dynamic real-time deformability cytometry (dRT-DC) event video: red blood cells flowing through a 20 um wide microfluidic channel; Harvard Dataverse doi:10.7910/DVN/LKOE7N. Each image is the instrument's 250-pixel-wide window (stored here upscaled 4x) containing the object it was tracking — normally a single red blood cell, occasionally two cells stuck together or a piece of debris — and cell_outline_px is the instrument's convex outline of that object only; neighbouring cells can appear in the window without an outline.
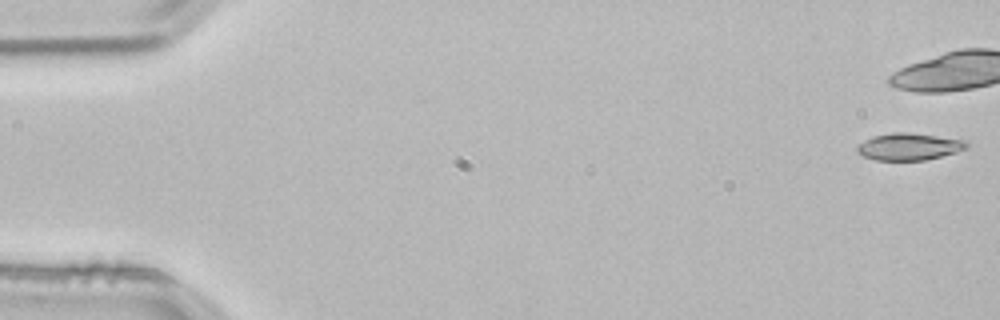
{"species": "common noctule bat (a hibernating species)", "species_latin": "Nyctalus noctula", "temperature_condition": "room temperature", "stored_images_in_passage": 14, "camera_frame_rate_fps": 3000, "um_per_image_px": 0.085, "animal": {"sex": "male", "body_mass_g": 21.5, "forearm_length_mm": 52.0}, "frame": {"image": 1, "passage_image": 1, "time_ms": 0.0, "image_size_px": [1000, 320], "cell_outline_px": [[968, 148], [956, 152], [924, 160], [876, 160], [864, 156], [856, 152], [856, 148], [864, 140], [872, 136], [892, 132], [908, 132], [968, 140]], "centroid_in_image_um": [77.28, 12.45], "position_along_channel_um": 7.7, "area_um2": 17.28}}